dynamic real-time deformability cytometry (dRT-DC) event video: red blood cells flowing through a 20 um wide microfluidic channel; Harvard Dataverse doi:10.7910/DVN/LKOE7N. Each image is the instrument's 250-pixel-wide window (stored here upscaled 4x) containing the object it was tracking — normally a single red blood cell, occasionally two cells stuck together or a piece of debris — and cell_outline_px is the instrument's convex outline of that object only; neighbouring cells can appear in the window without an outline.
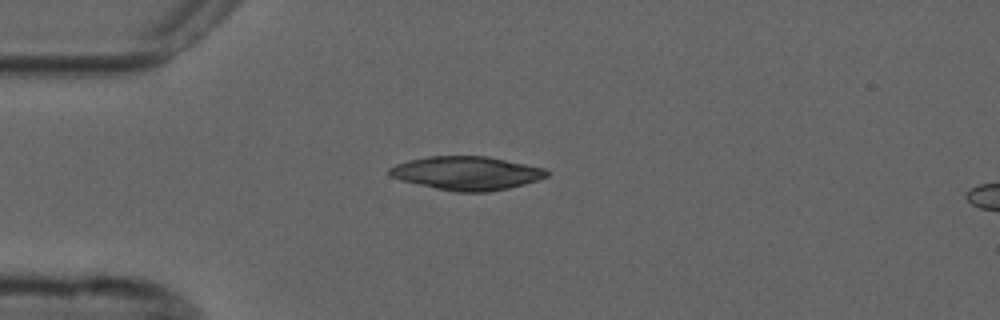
{"species": "common noctule bat (a hibernating species)", "species_latin": "Nyctalus noctula", "temperature_condition": "cold", "stored_images_in_passage": 4, "camera_frame_rate_fps": 3000, "um_per_image_px": 0.085, "animal": {"sex": "male", "forearm_length_mm": 52.5}, "frame": {"image": 1, "passage_image": 4, "time_ms": 3.667, "image_size_px": [1000, 320], "cell_outline_px": [[548, 176], [524, 184], [508, 188], [488, 192], [456, 192], [436, 188], [400, 180], [388, 176], [388, 168], [396, 164], [408, 160], [428, 156], [488, 156], [544, 168], [548, 172]], "centroid_in_image_um": [39.62, 14.71], "position_along_channel_um": 45.4, "area_um2": 30.75}}